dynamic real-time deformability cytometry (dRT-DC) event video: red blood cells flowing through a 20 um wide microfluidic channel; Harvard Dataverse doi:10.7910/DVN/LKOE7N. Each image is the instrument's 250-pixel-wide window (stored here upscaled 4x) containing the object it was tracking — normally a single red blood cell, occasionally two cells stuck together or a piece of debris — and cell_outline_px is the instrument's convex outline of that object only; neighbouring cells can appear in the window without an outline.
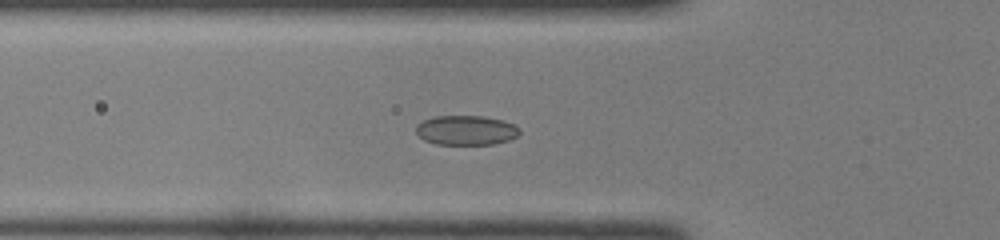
{"species": "common noctule bat (a hibernating species)", "species_latin": "Nyctalus noctula", "temperature_condition": "room temperature", "stored_images_in_passage": 45, "camera_frame_rate_fps": 3000, "um_per_image_px": 0.085, "animal": {"sex": "female", "body_mass_g": 22.0, "forearm_length_mm": 56.7}, "frame": {"image": 1, "passage_image": 14, "time_ms": 4.333, "image_size_px": [1000, 240], "cell_outline_px": [[520, 132], [516, 136], [508, 140], [492, 144], [436, 144], [424, 140], [416, 132], [416, 124], [424, 120], [436, 116], [484, 116], [504, 120], [516, 124], [520, 128]], "centroid_in_image_um": [39.64, 11.06], "position_along_channel_um": 86.2, "area_um2": 17.92}}
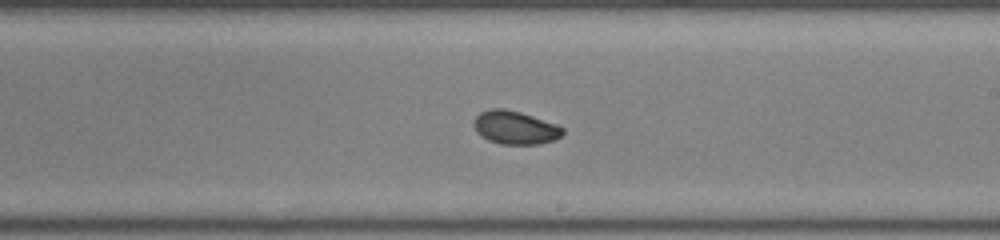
{"frame": {"image": 2, "passage_image": 25, "time_ms": 8.0, "image_size_px": [1000, 240], "cell_outline_px": [[564, 132], [556, 140], [540, 144], [500, 144], [488, 140], [480, 136], [476, 132], [472, 124], [476, 116], [480, 112], [492, 108], [504, 108], [520, 112], [556, 124], [564, 128]], "centroid_in_image_um": [43.76, 10.85], "position_along_channel_um": 245.2, "area_um2": 17.4}}
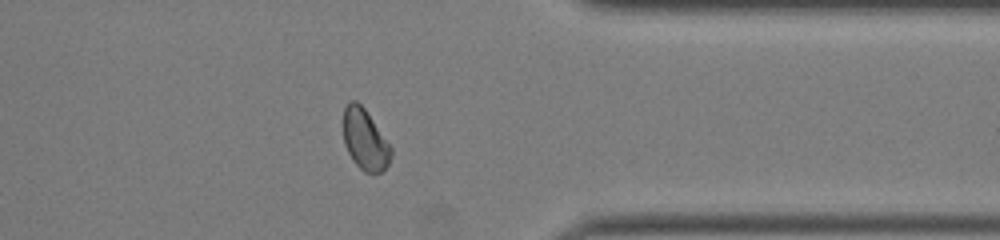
{"frame": {"image": 3, "passage_image": 35, "time_ms": 11.333, "image_size_px": [1000, 240], "cell_outline_px": [[392, 156], [388, 164], [380, 172], [364, 172], [352, 160], [344, 144], [344, 108], [352, 100], [356, 100], [364, 108], [392, 148]], "centroid_in_image_um": [31.02, 11.88], "position_along_channel_um": 380.4, "area_um2": 16.59}}